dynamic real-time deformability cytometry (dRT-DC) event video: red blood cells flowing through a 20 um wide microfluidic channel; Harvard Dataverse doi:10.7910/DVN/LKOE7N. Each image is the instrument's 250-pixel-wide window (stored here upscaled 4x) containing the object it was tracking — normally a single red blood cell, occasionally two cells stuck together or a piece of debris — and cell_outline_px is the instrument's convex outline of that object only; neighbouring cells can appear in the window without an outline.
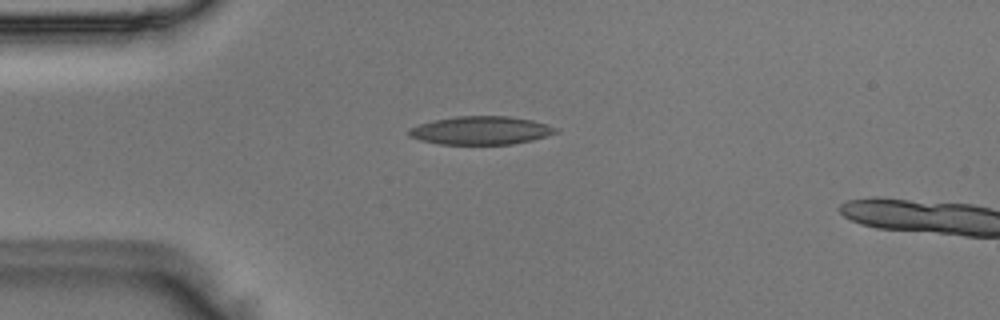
{"species": "Egyptian fruit bat (a non-hibernating species)", "species_latin": "Rousettus aegyptiacus", "temperature_condition": "room temperature", "stored_images_in_passage": 4, "camera_frame_rate_fps": 3000, "um_per_image_px": 0.085, "animal": {"sex": "male"}, "frame": {"image": 1, "passage_image": 3, "time_ms": 0.667, "image_size_px": [1000, 320], "cell_outline_px": [[560, 132], [532, 140], [512, 144], [440, 144], [420, 140], [408, 136], [408, 128], [432, 120], [456, 116], [508, 116], [532, 120], [548, 124], [560, 128]], "centroid_in_image_um": [40.9, 11.08], "position_along_channel_um": 44.1, "area_um2": 24.39}}